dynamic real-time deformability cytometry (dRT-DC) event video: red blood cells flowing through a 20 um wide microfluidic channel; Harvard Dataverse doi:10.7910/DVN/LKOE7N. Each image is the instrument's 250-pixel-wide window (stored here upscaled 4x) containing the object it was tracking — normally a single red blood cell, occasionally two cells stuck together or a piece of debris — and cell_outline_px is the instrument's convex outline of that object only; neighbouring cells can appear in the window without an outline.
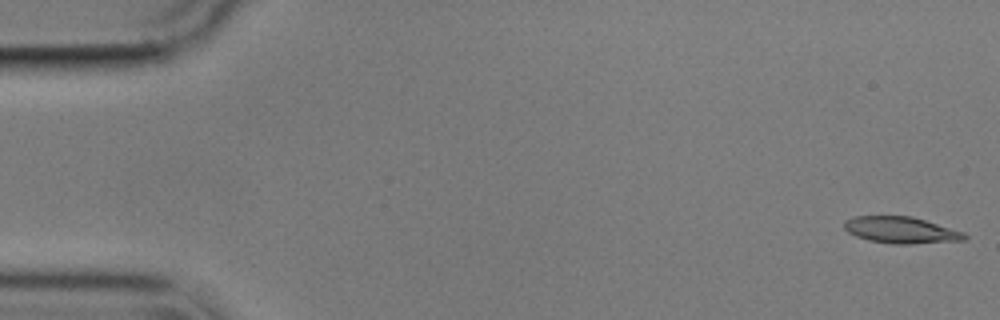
{"species": "common noctule bat (a hibernating species)", "species_latin": "Nyctalus noctula", "temperature_condition": "cold", "stored_images_in_passage": 55, "camera_frame_rate_fps": 3000, "um_per_image_px": 0.085, "animal": {"sex": "male", "body_mass_g": 17.9}, "frame": {"image": 1, "passage_image": 1, "time_ms": 0.0, "image_size_px": [1000, 320], "cell_outline_px": [[968, 240], [912, 244], [892, 244], [868, 240], [856, 236], [848, 232], [844, 228], [844, 220], [852, 216], [912, 216], [964, 232], [968, 236]], "centroid_in_image_um": [76.59, 19.56], "position_along_channel_um": 8.4, "area_um2": 18.79}}
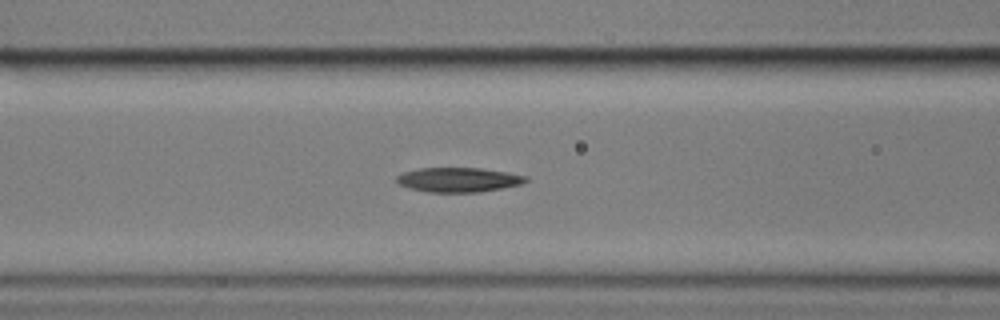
{"frame": {"image": 2, "passage_image": 22, "time_ms": 7.0, "image_size_px": [1000, 320], "cell_outline_px": [[528, 180], [520, 184], [480, 192], [428, 192], [408, 188], [396, 184], [396, 176], [404, 172], [420, 168], [480, 168], [528, 176]], "centroid_in_image_um": [38.91, 15.28], "position_along_channel_um": 127.7, "area_um2": 18.38}}
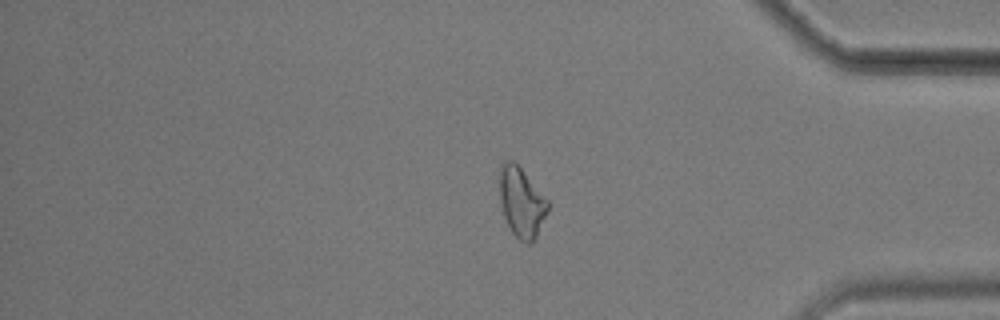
{"frame": {"image": 3, "passage_image": 46, "time_ms": 15.0, "image_size_px": [1000, 320], "cell_outline_px": [[548, 212], [532, 244], [524, 244], [512, 232], [504, 216], [500, 200], [500, 168], [504, 160], [512, 160], [520, 168], [548, 200]], "centroid_in_image_um": [44.33, 17.22], "position_along_channel_um": 390.9, "area_um2": 19.36}, "authors_computed_cell_mechanics": {"area_um2": 18.8428, "velocity_mm_per_s": 3.5739, "shape_relaxation_time_tau1_ms": 11.0311, "shape_relaxation_time_tau2_ms": 5.1919, "deformation_change_tau1": 0.2503, "deformation_change_tau2": 0.1401}}